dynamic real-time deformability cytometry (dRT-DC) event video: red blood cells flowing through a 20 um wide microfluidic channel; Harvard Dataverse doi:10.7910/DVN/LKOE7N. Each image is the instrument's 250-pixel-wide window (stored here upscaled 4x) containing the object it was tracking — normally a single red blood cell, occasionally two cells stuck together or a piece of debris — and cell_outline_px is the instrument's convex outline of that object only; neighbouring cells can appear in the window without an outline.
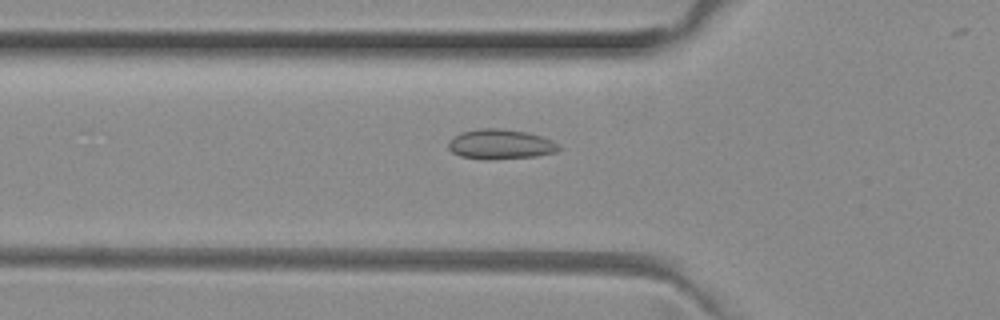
{"species": "common noctule bat (a hibernating species)", "species_latin": "Nyctalus noctula", "temperature_condition": "room temperature", "stored_images_in_passage": 51, "camera_frame_rate_fps": 3000, "um_per_image_px": 0.085, "animal": {"sex": "female", "body_mass_g": 29.2, "forearm_length_mm": 56.3}, "frame": {"image": 1, "passage_image": 17, "time_ms": 5.333, "image_size_px": [1000, 320], "cell_outline_px": [[564, 148], [556, 152], [536, 156], [460, 156], [452, 152], [448, 148], [448, 144], [460, 132], [480, 128], [500, 128], [524, 132], [540, 136], [552, 140]], "centroid_in_image_um": [42.6, 12.2], "position_along_channel_um": 83.2, "area_um2": 18.09}}
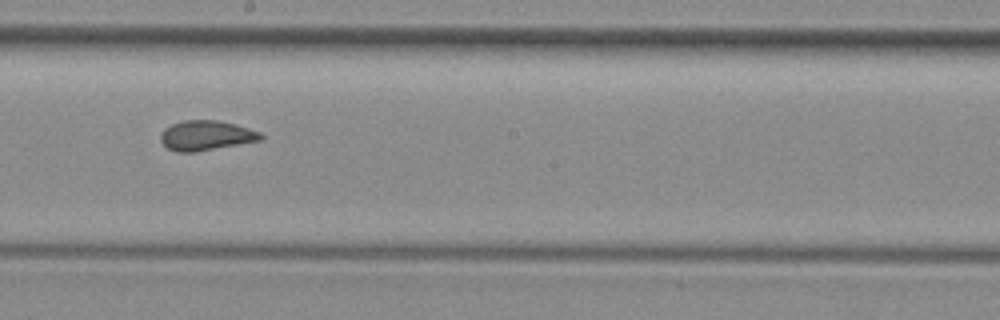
{"frame": {"image": 2, "passage_image": 28, "time_ms": 9.0, "image_size_px": [1000, 320], "cell_outline_px": [[264, 136], [260, 140], [196, 152], [176, 152], [168, 148], [160, 140], [160, 132], [164, 128], [172, 124], [184, 120], [216, 120], [248, 128], [260, 132]], "centroid_in_image_um": [17.47, 11.52], "position_along_channel_um": 230.7, "area_um2": 17.28}}
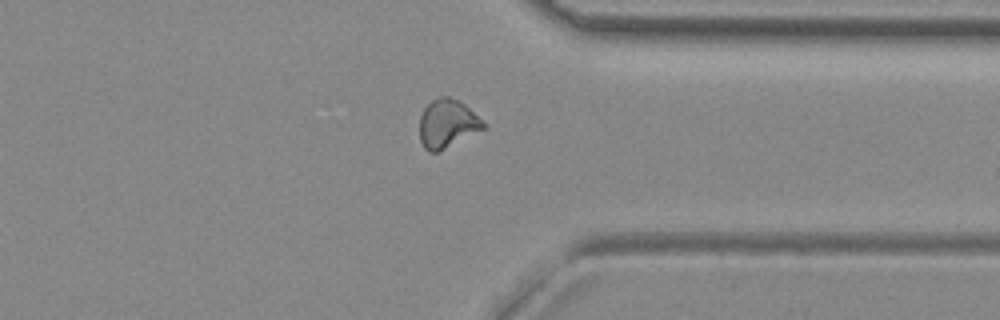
{"frame": {"image": 3, "passage_image": 39, "time_ms": 12.667, "image_size_px": [1000, 320], "cell_outline_px": [[484, 128], [436, 152], [428, 152], [424, 148], [420, 140], [420, 116], [424, 108], [432, 100], [440, 96], [448, 96], [460, 100], [484, 120]], "centroid_in_image_um": [38.01, 10.47], "position_along_channel_um": 373.4, "area_um2": 17.8}}